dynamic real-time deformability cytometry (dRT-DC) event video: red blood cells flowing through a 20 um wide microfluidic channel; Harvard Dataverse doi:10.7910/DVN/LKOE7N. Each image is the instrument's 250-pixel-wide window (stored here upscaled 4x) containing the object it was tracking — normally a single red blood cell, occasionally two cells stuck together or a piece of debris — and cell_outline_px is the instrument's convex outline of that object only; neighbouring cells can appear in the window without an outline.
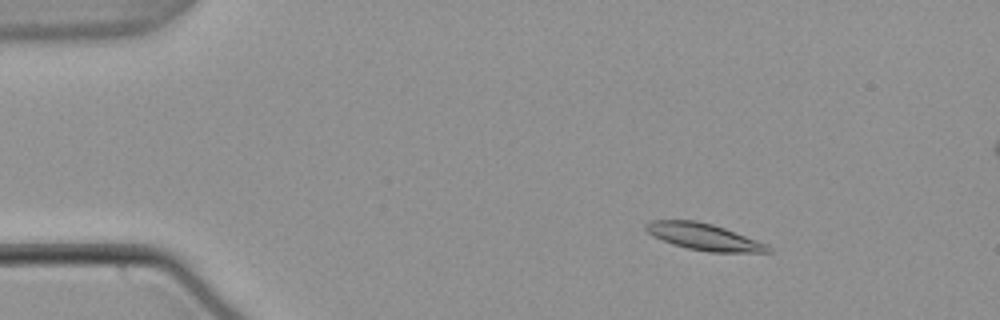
{"species": "common noctule bat (a hibernating species)", "species_latin": "Nyctalus noctula", "temperature_condition": "warm", "stored_images_in_passage": 56, "segment_of_instrument_passage": [1, 2], "camera_frame_rate_fps": 3000, "um_per_image_px": 0.085, "animal": {"sex": "male", "body_mass_g": 21.5, "forearm_length_mm": 52.0}, "frame": {"image": 1, "passage_image": 8, "time_ms": 2.333, "image_size_px": [1000, 320], "cell_outline_px": [[772, 252], [708, 252], [688, 248], [672, 244], [648, 232], [644, 228], [644, 224], [652, 220], [696, 220], [712, 224], [724, 228], [768, 244], [772, 248]], "centroid_in_image_um": [59.85, 20.12], "position_along_channel_um": 25.1, "area_um2": 18.84}}
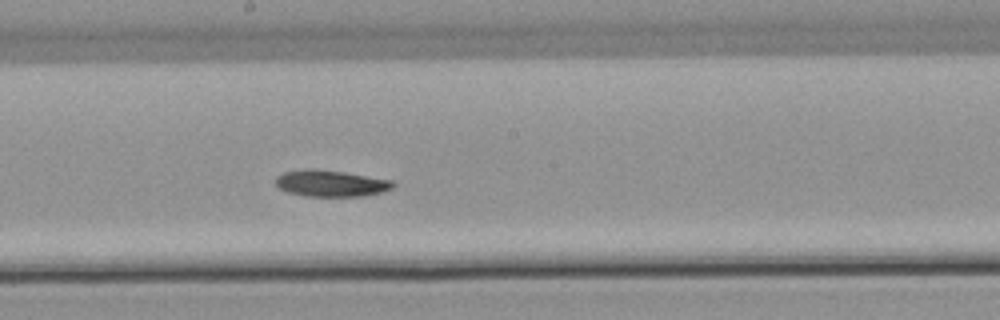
{"frame": {"image": 2, "passage_image": 30, "time_ms": 9.667, "image_size_px": [1000, 320], "cell_outline_px": [[396, 184], [392, 188], [380, 192], [364, 196], [304, 196], [288, 192], [280, 188], [276, 184], [276, 176], [284, 172], [308, 168], [312, 168], [344, 172], [392, 180]], "centroid_in_image_um": [28.11, 15.58], "position_along_channel_um": 220.1, "area_um2": 18.03}}
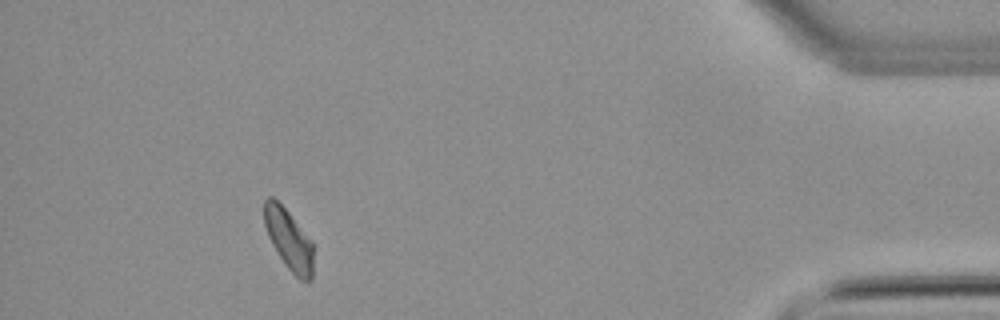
{"frame": {"image": 3, "passage_image": 50, "time_ms": 16.333, "image_size_px": [1000, 320], "cell_outline_px": [[312, 280], [300, 280], [288, 268], [272, 244], [268, 236], [264, 224], [264, 200], [268, 196], [272, 196], [288, 212], [312, 244]], "centroid_in_image_um": [24.51, 20.35], "position_along_channel_um": 410.7, "area_um2": 16.7}}